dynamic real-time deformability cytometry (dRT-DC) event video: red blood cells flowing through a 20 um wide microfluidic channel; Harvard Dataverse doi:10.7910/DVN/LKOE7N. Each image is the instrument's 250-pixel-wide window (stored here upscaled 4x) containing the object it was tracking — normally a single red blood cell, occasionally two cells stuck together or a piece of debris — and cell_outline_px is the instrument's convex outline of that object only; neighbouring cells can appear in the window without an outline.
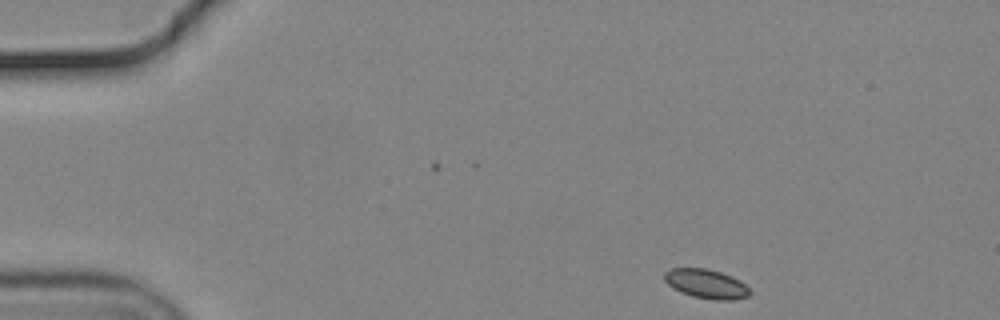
{"species": "common noctule bat (a hibernating species)", "species_latin": "Nyctalus noctula", "temperature_condition": "cold", "stored_images_in_passage": 49, "camera_frame_rate_fps": 3000, "um_per_image_px": 0.085, "animal": {"sex": "male", "body_mass_g": 19.2, "forearm_length_mm": 51.8}, "frame": {"image": 1, "passage_image": 1, "time_ms": 0.0, "image_size_px": [1000, 320], "cell_outline_px": [[752, 292], [748, 296], [732, 300], [716, 300], [692, 296], [680, 292], [672, 288], [664, 280], [664, 272], [672, 268], [704, 268], [720, 272], [732, 276], [740, 280]], "centroid_in_image_um": [60.02, 24.13], "position_along_channel_um": 25.0, "area_um2": 14.57}}
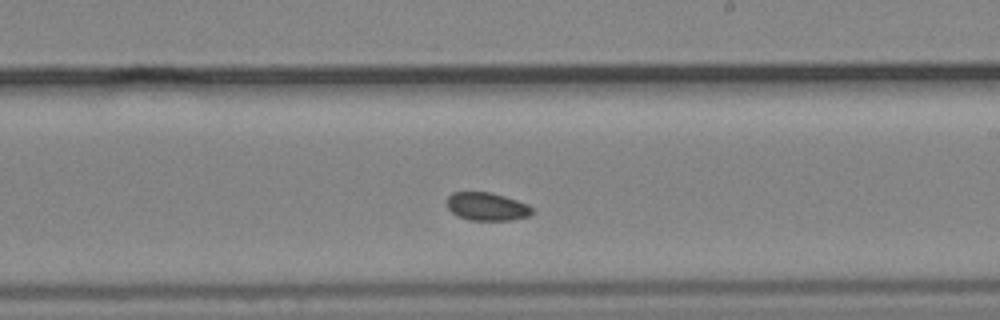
{"frame": {"image": 2, "passage_image": 26, "time_ms": 8.333, "image_size_px": [1000, 320], "cell_outline_px": [[532, 212], [528, 216], [512, 220], [472, 220], [460, 216], [452, 212], [448, 208], [448, 196], [452, 192], [492, 192], [528, 204], [532, 208]], "centroid_in_image_um": [41.4, 17.55], "position_along_channel_um": 247.6, "area_um2": 13.76}}
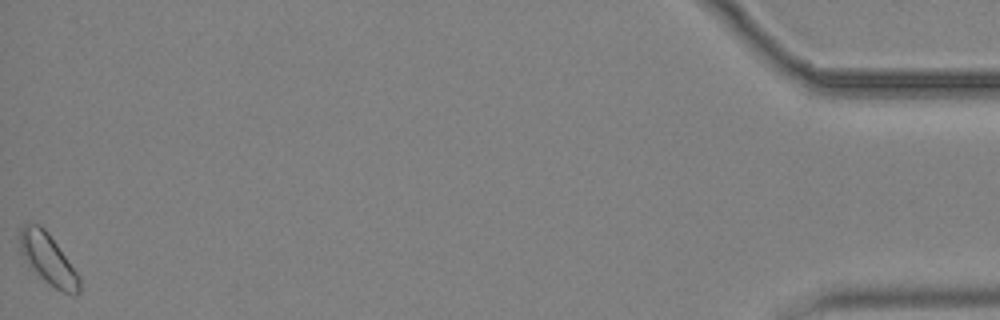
{"frame": {"image": 3, "passage_image": 49, "time_ms": 16.0, "image_size_px": [1000, 320], "cell_outline_px": [[80, 292], [64, 292], [48, 284], [28, 268], [20, 252], [20, 228], [24, 224], [40, 224], [48, 232], [80, 276]], "centroid_in_image_um": [4.04, 22.01], "position_along_channel_um": 431.2, "area_um2": 17.63}, "authors_computed_cell_mechanics": {"area_um2": 14.45, "velocity_mm_per_s": 3.6519, "shape_relaxation_time_tau1_ms": null, "shape_relaxation_time_tau2_ms": 5.6673, "deformation_change_tau1": null, "deformation_change_tau2": 0.0736}}